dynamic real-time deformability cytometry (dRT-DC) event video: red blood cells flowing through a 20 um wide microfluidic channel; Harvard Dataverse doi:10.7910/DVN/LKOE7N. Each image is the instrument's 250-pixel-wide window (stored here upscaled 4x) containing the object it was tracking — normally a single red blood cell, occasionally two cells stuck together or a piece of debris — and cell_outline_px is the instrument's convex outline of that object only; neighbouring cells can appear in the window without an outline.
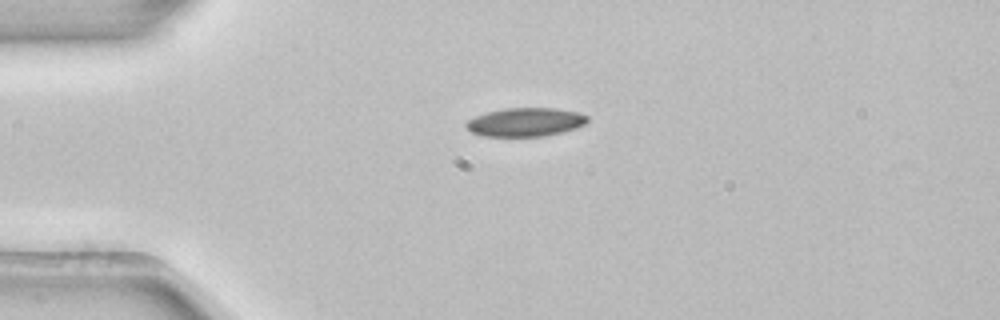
{"species": "common noctule bat (a hibernating species)", "species_latin": "Nyctalus noctula", "temperature_condition": "room temperature", "stored_images_in_passage": 5, "camera_frame_rate_fps": 3000, "um_per_image_px": 0.085, "animal": {"sex": "female", "body_mass_g": 22.7, "forearm_length_mm": 54.2}, "frame": {"image": 1, "passage_image": 2, "time_ms": 0.333, "image_size_px": [1000, 320], "cell_outline_px": [[588, 120], [584, 124], [576, 128], [544, 136], [484, 136], [472, 132], [464, 124], [468, 120], [476, 116], [488, 112], [504, 108], [556, 108], [576, 112], [588, 116]], "centroid_in_image_um": [44.66, 10.37], "position_along_channel_um": 40.3, "area_um2": 20.0}}